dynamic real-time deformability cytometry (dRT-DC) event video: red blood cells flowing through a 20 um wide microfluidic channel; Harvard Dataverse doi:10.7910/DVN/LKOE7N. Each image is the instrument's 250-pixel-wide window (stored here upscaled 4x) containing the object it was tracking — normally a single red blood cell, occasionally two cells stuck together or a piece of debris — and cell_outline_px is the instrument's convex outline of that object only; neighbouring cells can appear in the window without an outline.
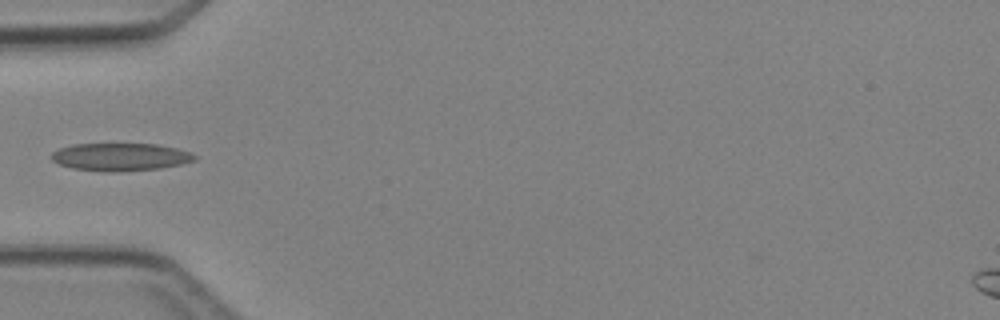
{"species": "Egyptian fruit bat (a non-hibernating species)", "species_latin": "Rousettus aegyptiacus", "temperature_condition": "cold", "stored_images_in_passage": 5, "camera_frame_rate_fps": 3000, "um_per_image_px": 0.085, "animal": {"sex": "female"}, "frame": {"image": 1, "passage_image": 4, "time_ms": 4.667, "image_size_px": [1000, 320], "cell_outline_px": [[196, 160], [180, 164], [160, 168], [116, 172], [104, 172], [72, 168], [60, 164], [52, 160], [48, 156], [52, 152], [60, 148], [72, 144], [156, 144], [176, 148], [192, 152], [196, 156]], "centroid_in_image_um": [10.21, 13.34], "position_along_channel_um": 74.8, "area_um2": 23.24}}
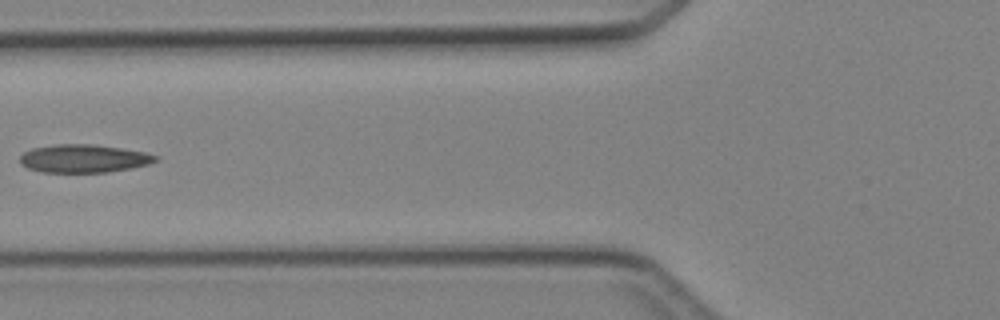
{"frame": {"image": 2, "passage_image": 5, "time_ms": 5.667, "image_size_px": [1000, 320], "cell_outline_px": [[160, 156], [156, 160], [148, 164], [132, 168], [108, 172], [40, 172], [28, 168], [20, 164], [20, 156], [24, 152], [32, 148], [56, 144], [92, 144], [120, 148], [144, 152]], "centroid_in_image_um": [7.1, 13.47], "position_along_channel_um": 118.7, "area_um2": 22.2}}